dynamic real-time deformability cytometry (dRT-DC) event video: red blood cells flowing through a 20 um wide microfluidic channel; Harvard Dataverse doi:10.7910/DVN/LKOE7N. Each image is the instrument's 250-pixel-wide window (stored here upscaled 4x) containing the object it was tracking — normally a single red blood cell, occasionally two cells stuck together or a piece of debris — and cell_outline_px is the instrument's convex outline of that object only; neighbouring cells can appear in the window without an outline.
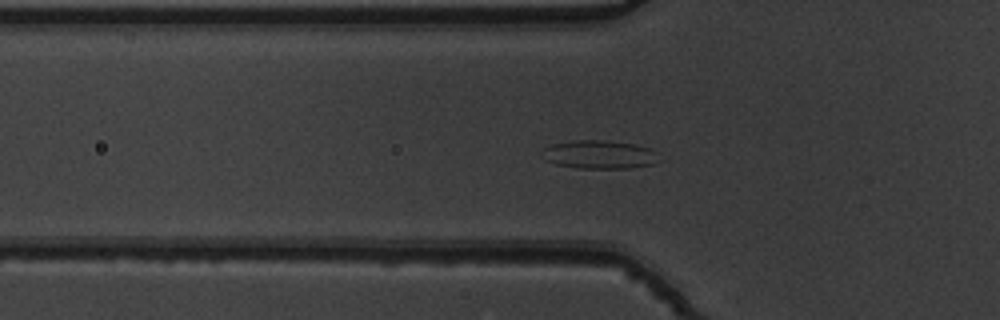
{"species": "common noctule bat (a hibernating species)", "species_latin": "Nyctalus noctula", "temperature_condition": "warm", "stored_images_in_passage": 49, "camera_frame_rate_fps": 3000, "um_per_image_px": 0.085, "animal": {"sex": "male", "body_mass_g": 19.5, "forearm_length_mm": 54.6}, "frame": {"image": 1, "passage_image": 13, "time_ms": 4.0, "image_size_px": [1000, 320], "cell_outline_px": [[660, 160], [652, 164], [632, 168], [580, 168], [556, 164], [544, 160], [544, 148], [552, 144], [572, 140], [600, 140], [636, 144], [652, 148], [656, 152]], "centroid_in_image_um": [50.99, 13.13], "position_along_channel_um": 74.8, "area_um2": 19.36}}
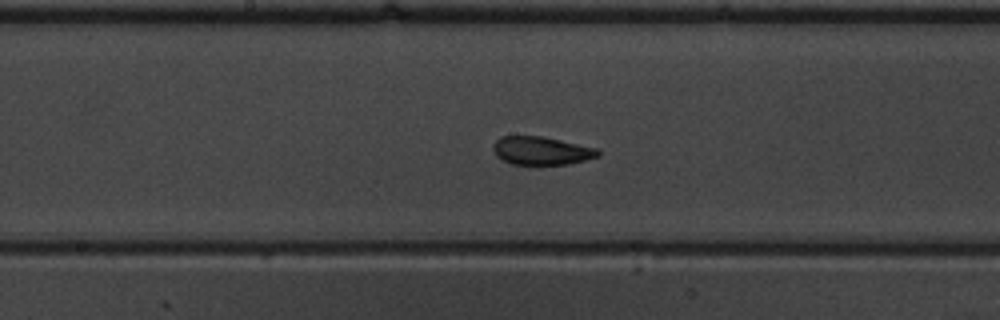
{"frame": {"image": 2, "passage_image": 23, "time_ms": 7.333, "image_size_px": [1000, 320], "cell_outline_px": [[600, 156], [568, 164], [536, 168], [512, 164], [496, 156], [492, 148], [492, 144], [500, 136], [540, 136], [560, 140], [596, 148], [600, 152]], "centroid_in_image_um": [45.98, 12.86], "position_along_channel_um": 202.2, "area_um2": 17.92}}
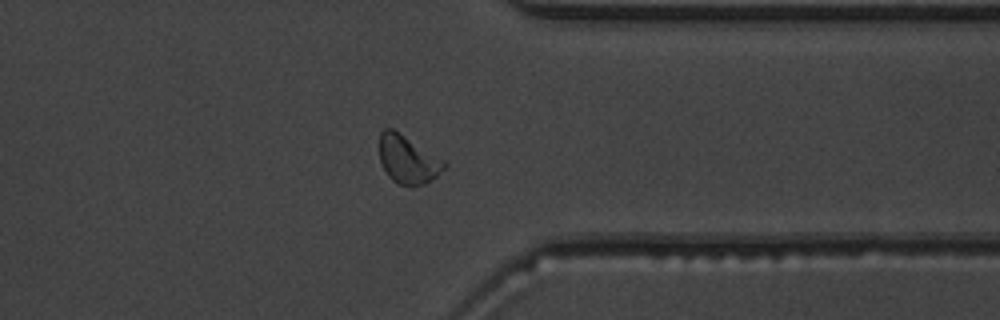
{"frame": {"image": 3, "passage_image": 37, "time_ms": 12.0, "image_size_px": [1000, 320], "cell_outline_px": [[448, 164], [432, 180], [424, 184], [396, 184], [388, 176], [380, 164], [380, 132], [384, 128], [392, 128], [444, 160]], "centroid_in_image_um": [34.64, 13.55], "position_along_channel_um": 376.8, "area_um2": 17.92}, "authors_computed_cell_mechanics": {"area_um2": 18.207, "velocity_mm_per_s": 3.8138, "shape_relaxation_time_tau1_ms": 5.5251, "shape_relaxation_time_tau2_ms": 1.2399, "deformation_change_tau1": 0.163, "deformation_change_tau2": 0.0818}}